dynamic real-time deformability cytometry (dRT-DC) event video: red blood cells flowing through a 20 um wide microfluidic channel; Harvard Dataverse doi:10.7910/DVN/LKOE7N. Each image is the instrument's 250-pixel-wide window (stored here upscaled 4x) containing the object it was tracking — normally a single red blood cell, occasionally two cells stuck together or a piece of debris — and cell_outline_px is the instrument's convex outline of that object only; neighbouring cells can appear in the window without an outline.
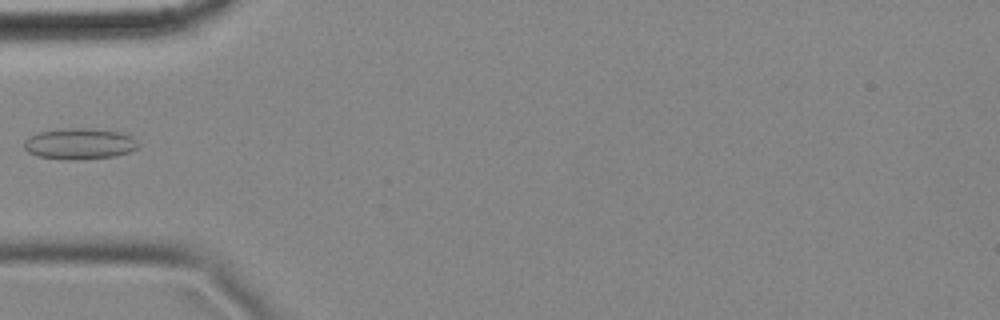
{"species": "common noctule bat (a hibernating species)", "species_latin": "Nyctalus noctula", "temperature_condition": "cold", "stored_images_in_passage": 9, "camera_frame_rate_fps": 3000, "um_per_image_px": 0.085, "animal": {"sex": "female", "body_mass_g": 18.4}, "frame": {"image": 1, "passage_image": 4, "time_ms": 1.0, "image_size_px": [1000, 320], "cell_outline_px": [[140, 144], [132, 152], [116, 156], [76, 160], [68, 160], [36, 156], [28, 152], [24, 148], [24, 140], [28, 136], [36, 132], [60, 128], [84, 128], [120, 132], [136, 140]], "centroid_in_image_um": [6.72, 12.22], "position_along_channel_um": 78.3, "area_um2": 20.92}}
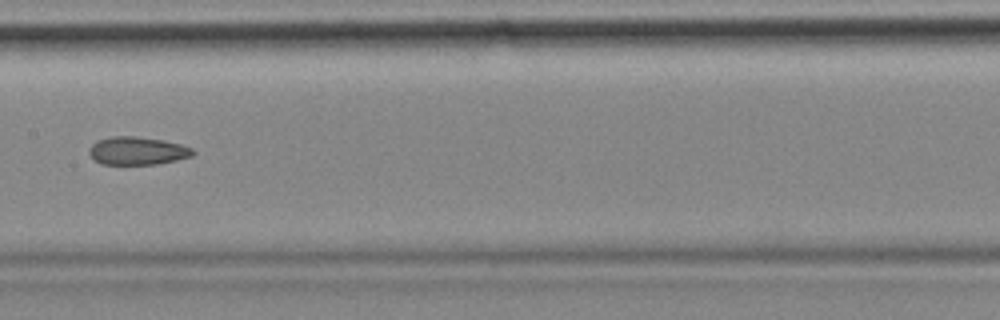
{"frame": {"image": 2, "passage_image": 7, "time_ms": 2.0, "image_size_px": [1000, 320], "cell_outline_px": [[196, 152], [192, 156], [176, 160], [156, 164], [104, 164], [96, 160], [88, 152], [88, 148], [96, 140], [112, 136], [136, 136], [164, 140], [180, 144], [192, 148]], "centroid_in_image_um": [11.68, 12.8], "position_along_channel_um": 195.7, "area_um2": 16.94}}
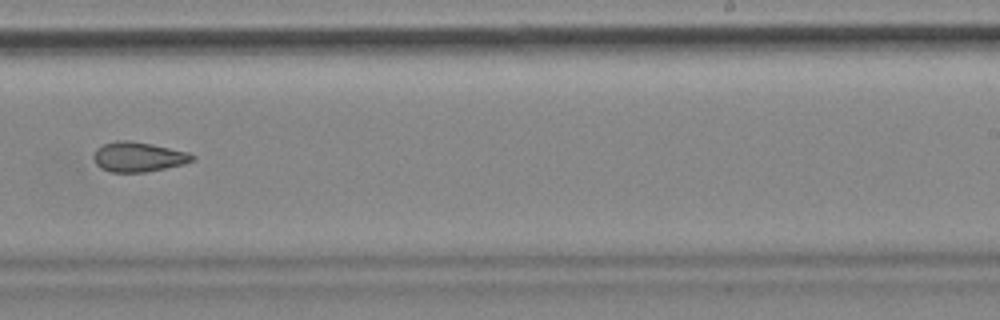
{"frame": {"image": 3, "passage_image": 9, "time_ms": 2.667, "image_size_px": [1000, 320], "cell_outline_px": [[196, 160], [184, 164], [144, 172], [112, 172], [100, 168], [96, 164], [92, 156], [96, 148], [104, 144], [116, 140], [128, 140], [152, 144], [188, 152], [196, 156]], "centroid_in_image_um": [11.75, 13.33], "position_along_channel_um": 277.2, "area_um2": 17.22}}